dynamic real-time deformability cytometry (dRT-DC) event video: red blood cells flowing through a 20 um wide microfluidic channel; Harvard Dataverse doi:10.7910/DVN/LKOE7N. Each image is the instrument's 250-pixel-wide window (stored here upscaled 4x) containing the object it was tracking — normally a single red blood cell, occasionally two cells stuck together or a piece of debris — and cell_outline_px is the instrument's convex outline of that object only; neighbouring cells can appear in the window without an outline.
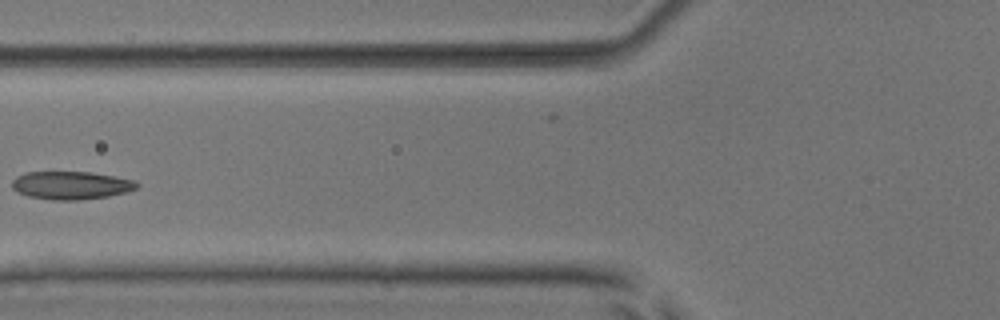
{"species": "common noctule bat (a hibernating species)", "species_latin": "Nyctalus noctula", "temperature_condition": "room temperature", "stored_images_in_passage": 6, "camera_frame_rate_fps": 3000, "um_per_image_px": 0.085, "animal": {"sex": "male", "body_mass_g": 17.9, "forearm_length_mm": 54.2}, "frame": {"image": 1, "passage_image": 5, "time_ms": 5.667, "image_size_px": [1000, 320], "cell_outline_px": [[140, 184], [136, 188], [124, 192], [108, 196], [80, 200], [52, 200], [28, 196], [16, 192], [12, 188], [12, 180], [16, 176], [24, 172], [88, 172], [136, 180]], "centroid_in_image_um": [6.0, 15.75], "position_along_channel_um": 119.8, "area_um2": 20.4}}
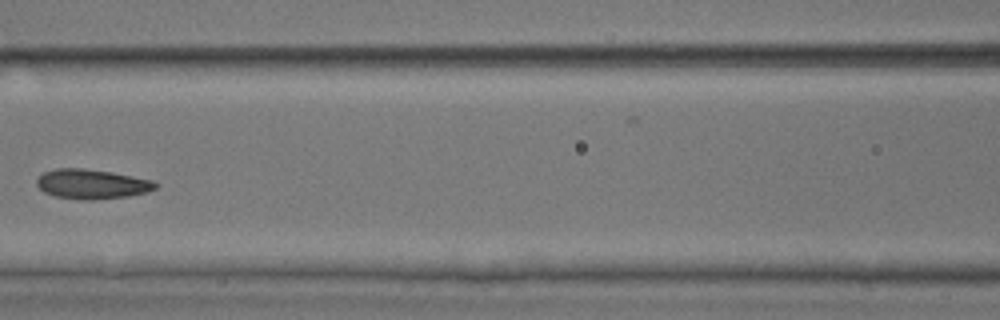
{"frame": {"image": 2, "passage_image": 6, "time_ms": 6.667, "image_size_px": [1000, 320], "cell_outline_px": [[160, 184], [156, 188], [148, 192], [128, 196], [92, 200], [80, 200], [56, 196], [44, 192], [36, 184], [36, 180], [44, 172], [56, 168], [84, 168], [112, 172], [152, 180]], "centroid_in_image_um": [7.82, 15.64], "position_along_channel_um": 158.8, "area_um2": 20.58}}